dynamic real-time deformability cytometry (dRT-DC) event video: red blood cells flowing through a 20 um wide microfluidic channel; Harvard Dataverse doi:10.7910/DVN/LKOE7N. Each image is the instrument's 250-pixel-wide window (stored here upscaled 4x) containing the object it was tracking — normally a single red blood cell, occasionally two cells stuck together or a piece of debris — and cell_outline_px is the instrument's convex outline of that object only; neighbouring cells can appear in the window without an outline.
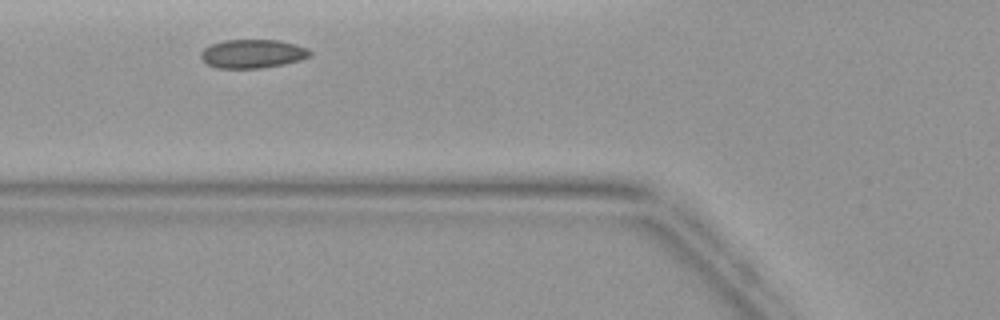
{"species": "common noctule bat (a hibernating species)", "species_latin": "Nyctalus noctula", "temperature_condition": "warm", "stored_images_in_passage": 23, "camera_frame_rate_fps": 3000, "um_per_image_px": 0.085, "animal": {"sex": "female", "body_mass_g": 19.9}, "frame": {"image": 1, "passage_image": 4, "time_ms": 1.0, "image_size_px": [1000, 320], "cell_outline_px": [[312, 56], [300, 60], [284, 64], [260, 68], [216, 68], [208, 64], [200, 56], [200, 52], [204, 48], [212, 44], [224, 40], [280, 40], [296, 44], [308, 48], [312, 52]], "centroid_in_image_um": [21.5, 4.56], "position_along_channel_um": 104.3, "area_um2": 18.32}}
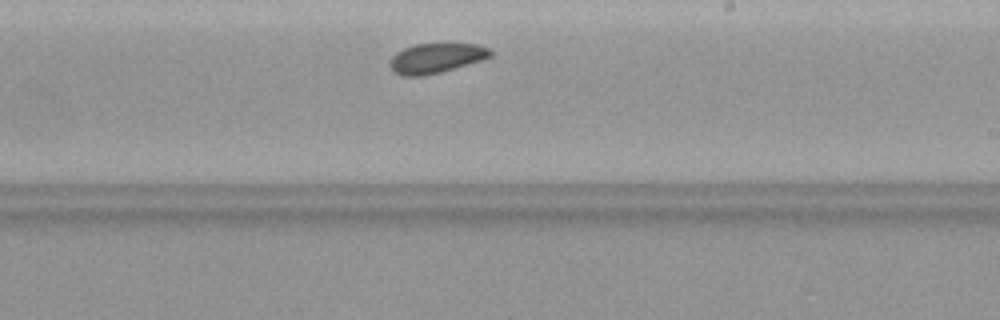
{"frame": {"image": 2, "passage_image": 14, "time_ms": 4.333, "image_size_px": [1000, 320], "cell_outline_px": [[492, 56], [484, 60], [440, 72], [420, 76], [404, 76], [396, 72], [392, 68], [392, 56], [396, 52], [404, 48], [416, 44], [476, 44], [488, 48], [492, 52]], "centroid_in_image_um": [37.12, 4.93], "position_along_channel_um": 251.9, "area_um2": 17.17}}